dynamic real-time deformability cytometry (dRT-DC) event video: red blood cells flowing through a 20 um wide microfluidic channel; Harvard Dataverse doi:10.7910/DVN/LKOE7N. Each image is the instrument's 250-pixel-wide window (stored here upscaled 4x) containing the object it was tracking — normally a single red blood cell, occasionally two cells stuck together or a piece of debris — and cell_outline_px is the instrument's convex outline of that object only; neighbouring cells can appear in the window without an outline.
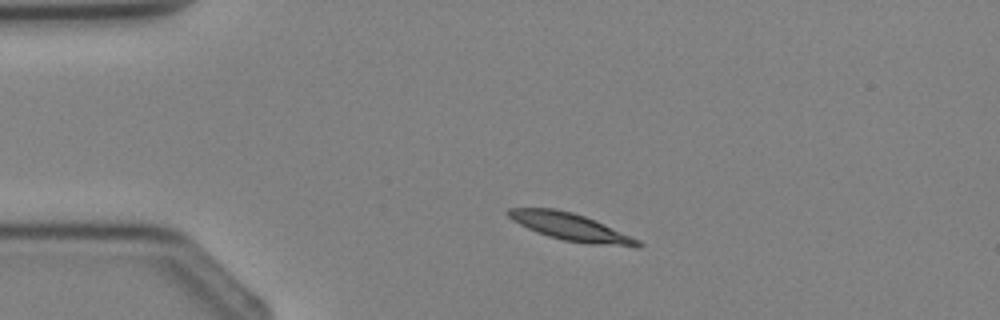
{"species": "Egyptian fruit bat (a non-hibernating species)", "species_latin": "Rousettus aegyptiacus", "temperature_condition": "cold", "stored_images_in_passage": 2, "camera_frame_rate_fps": 3000, "um_per_image_px": 0.085, "animal": {"sex": "female"}, "frame": {"image": 1, "passage_image": 1, "time_ms": 0.0, "image_size_px": [1000, 320], "cell_outline_px": [[644, 244], [640, 248], [636, 248], [588, 244], [564, 240], [548, 236], [536, 232], [512, 220], [504, 212], [508, 208], [556, 208], [572, 212], [584, 216], [640, 240]], "centroid_in_image_um": [48.53, 19.31], "position_along_channel_um": 36.5, "area_um2": 20.75}}
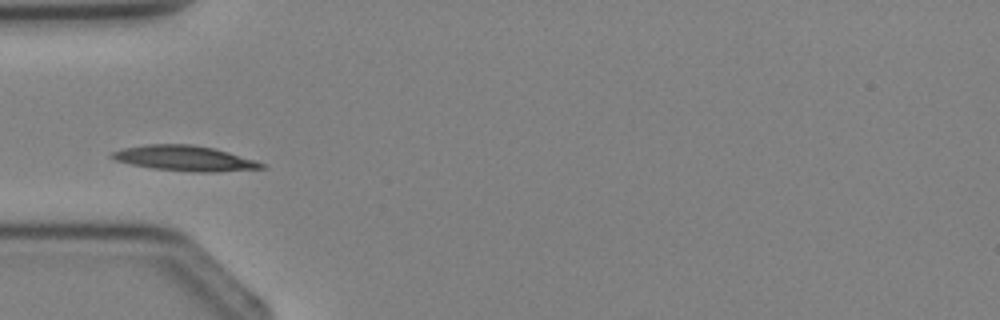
{"frame": {"image": 2, "passage_image": 2, "time_ms": 1.333, "image_size_px": [1000, 320], "cell_outline_px": [[268, 168], [216, 172], [192, 172], [152, 168], [132, 164], [116, 160], [108, 156], [112, 152], [124, 148], [148, 144], [192, 144], [212, 148], [228, 152], [256, 160], [264, 164]], "centroid_in_image_um": [15.73, 13.46], "position_along_channel_um": 69.3, "area_um2": 21.96}}